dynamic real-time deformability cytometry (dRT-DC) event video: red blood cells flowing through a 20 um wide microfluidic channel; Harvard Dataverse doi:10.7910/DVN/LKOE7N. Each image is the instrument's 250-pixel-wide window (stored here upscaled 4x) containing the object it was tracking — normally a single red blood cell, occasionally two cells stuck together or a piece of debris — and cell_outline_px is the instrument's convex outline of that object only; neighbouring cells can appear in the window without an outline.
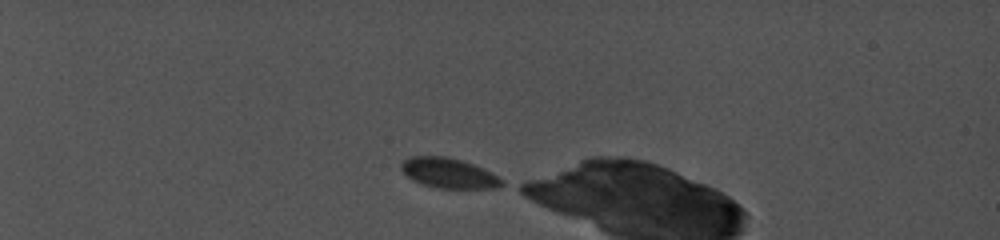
{"species": "common noctule bat (a hibernating species)", "species_latin": "Nyctalus noctula", "temperature_condition": "cold", "stored_images_in_passage": 55, "segment_of_instrument_passage": [1, 2], "camera_frame_rate_fps": 5000, "um_per_image_px": 0.085, "animal": {"sex": "female", "body_mass_g": 19.0, "forearm_length_mm": 56.7}, "frame": {"image": 1, "passage_image": 1, "time_ms": 0.0, "image_size_px": [1000, 240], "cell_outline_px": [[504, 184], [496, 188], [436, 188], [412, 180], [400, 168], [400, 164], [404, 160], [412, 156], [448, 156], [472, 164], [492, 172], [504, 180]], "centroid_in_image_um": [38.15, 14.71], "position_along_channel_um": 46.8, "area_um2": 17.57}}
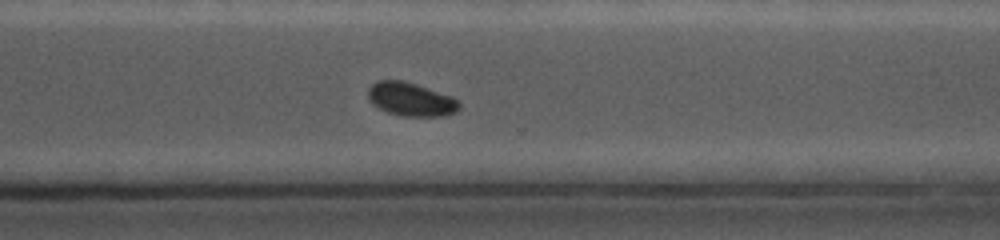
{"frame": {"image": 2, "passage_image": 43, "time_ms": 10.0, "image_size_px": [1000, 240], "cell_outline_px": [[460, 108], [456, 112], [444, 116], [404, 116], [388, 112], [372, 104], [368, 100], [368, 88], [376, 80], [404, 80], [452, 96], [460, 100]], "centroid_in_image_um": [34.94, 8.43], "position_along_channel_um": 335.7, "area_um2": 17.98}}
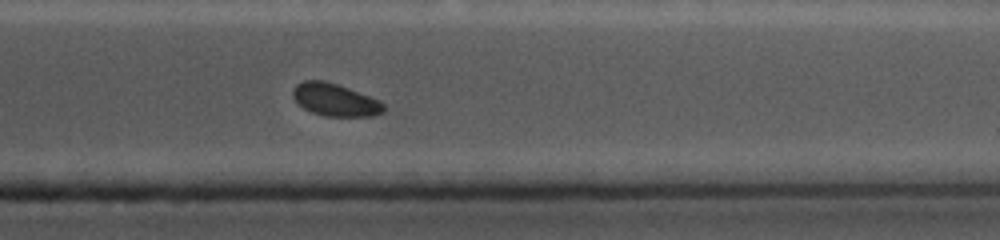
{"frame": {"image": 3, "passage_image": 48, "time_ms": 11.2, "image_size_px": [1000, 240], "cell_outline_px": [[384, 112], [372, 116], [324, 116], [312, 112], [304, 108], [292, 96], [292, 88], [296, 84], [304, 80], [324, 80], [348, 88], [380, 100], [384, 104]], "centroid_in_image_um": [28.47, 8.48], "position_along_channel_um": 382.9, "area_um2": 17.17}}